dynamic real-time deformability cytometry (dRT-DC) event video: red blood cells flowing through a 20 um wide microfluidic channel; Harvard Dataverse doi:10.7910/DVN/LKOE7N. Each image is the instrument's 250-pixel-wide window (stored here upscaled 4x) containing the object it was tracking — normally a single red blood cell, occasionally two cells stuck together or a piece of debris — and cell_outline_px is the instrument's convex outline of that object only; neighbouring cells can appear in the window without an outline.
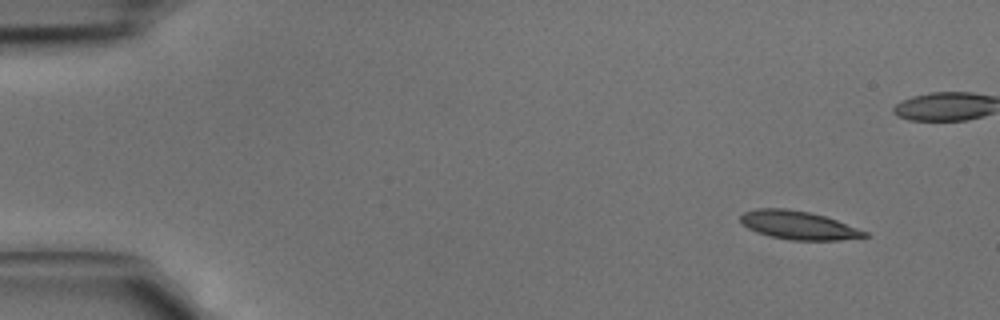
{"species": "common noctule bat (a hibernating species)", "species_latin": "Nyctalus noctula", "temperature_condition": "cold", "stored_images_in_passage": 5, "camera_frame_rate_fps": 3000, "um_per_image_px": 0.085, "animal": {"sex": "male", "body_mass_g": 15.6}, "frame": {"image": 1, "passage_image": 1, "time_ms": 0.0, "image_size_px": [1000, 320], "cell_outline_px": [[872, 236], [840, 240], [788, 240], [768, 236], [756, 232], [748, 228], [740, 220], [740, 216], [744, 212], [756, 208], [788, 208], [808, 212], [824, 216], [836, 220], [868, 232]], "centroid_in_image_um": [67.86, 19.15], "position_along_channel_um": 17.1, "area_um2": 20.63}}